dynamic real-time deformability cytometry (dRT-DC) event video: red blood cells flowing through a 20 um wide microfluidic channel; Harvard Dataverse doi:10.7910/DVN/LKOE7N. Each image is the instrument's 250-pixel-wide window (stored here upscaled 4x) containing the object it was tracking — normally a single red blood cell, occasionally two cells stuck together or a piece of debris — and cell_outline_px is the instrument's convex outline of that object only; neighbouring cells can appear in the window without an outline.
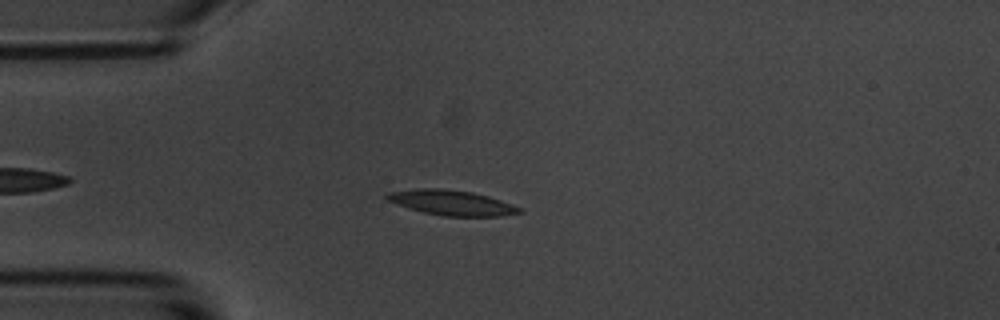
{"species": "common noctule bat (a hibernating species)", "species_latin": "Nyctalus noctula", "temperature_condition": "room temperature", "stored_images_in_passage": 46, "camera_frame_rate_fps": 3000, "um_per_image_px": 0.085, "animal": {"sex": "male", "body_mass_g": 20.1, "forearm_length_mm": 53.5}, "frame": {"image": 1, "passage_image": 8, "time_ms": 2.333, "image_size_px": [1000, 320], "cell_outline_px": [[524, 208], [520, 212], [500, 216], [444, 216], [424, 212], [408, 208], [396, 204], [388, 200], [384, 196], [388, 192], [416, 188], [440, 188], [472, 192], [488, 196]], "centroid_in_image_um": [38.37, 17.22], "position_along_channel_um": 46.6, "area_um2": 19.31}}
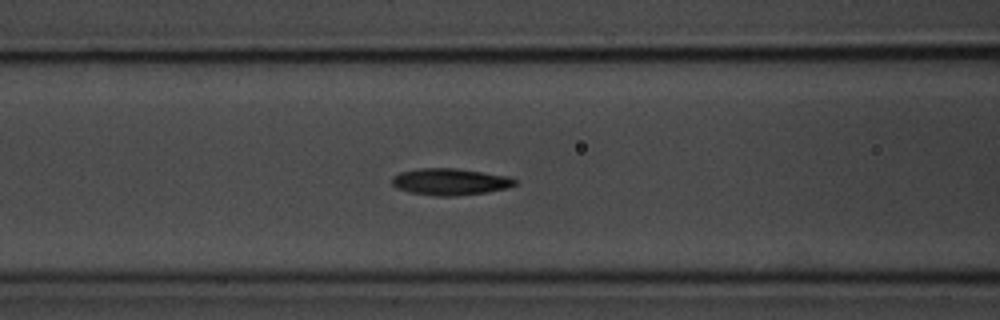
{"frame": {"image": 2, "passage_image": 16, "time_ms": 5.0, "image_size_px": [1000, 320], "cell_outline_px": [[516, 184], [508, 188], [488, 192], [456, 196], [432, 196], [408, 192], [396, 188], [392, 184], [392, 176], [400, 172], [420, 168], [456, 168], [508, 176], [516, 180]], "centroid_in_image_um": [38.24, 15.45], "position_along_channel_um": 128.4, "area_um2": 19.31}}
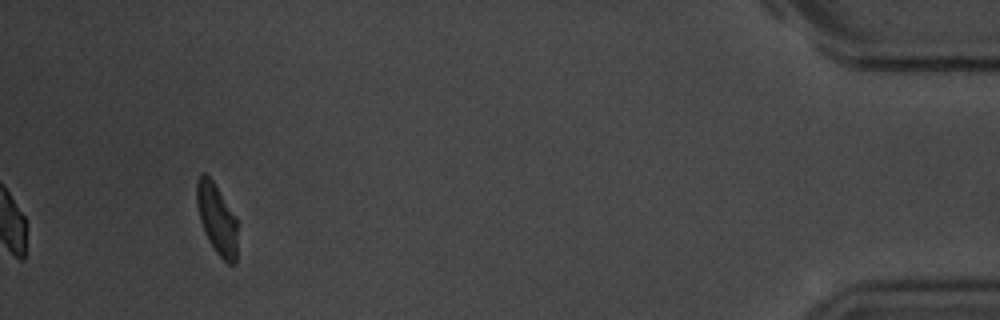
{"frame": {"image": 3, "passage_image": 46, "time_ms": 15.0, "image_size_px": [1000, 320], "cell_outline_px": [[236, 264], [228, 264], [212, 248], [204, 232], [200, 220], [196, 204], [196, 180], [200, 172], [204, 172], [212, 180], [236, 216]], "centroid_in_image_um": [18.4, 18.59], "position_along_channel_um": 416.8, "area_um2": 16.82}, "authors_computed_cell_mechanics": {"area_um2": 18.5538, "velocity_mm_per_s": 3.5939, "shape_relaxation_time_tau1_ms": 2.5428, "shape_relaxation_time_tau2_ms": 2.3676, "deformation_change_tau1": 0.1174, "deformation_change_tau2": 0.0835}}